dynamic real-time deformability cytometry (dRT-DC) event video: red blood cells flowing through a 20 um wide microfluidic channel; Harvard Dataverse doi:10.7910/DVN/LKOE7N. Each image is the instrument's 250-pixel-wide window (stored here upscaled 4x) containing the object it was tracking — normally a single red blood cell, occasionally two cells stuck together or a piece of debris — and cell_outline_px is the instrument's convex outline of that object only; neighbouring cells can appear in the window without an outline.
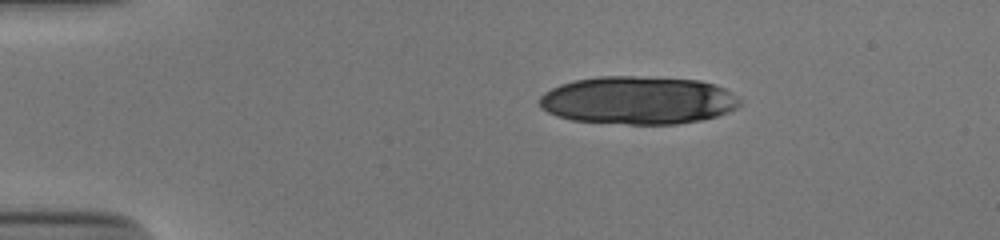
{"species": "human", "species_latin": "Homo sapiens", "temperature_condition": "cold", "stored_images_in_passage": 43, "camera_frame_rate_fps": 3000, "um_per_image_px": 0.085, "donor": {"sex": "male"}, "frame": {"image": 1, "passage_image": 1, "time_ms": 0.0, "image_size_px": [1000, 240], "cell_outline_px": [[744, 100], [736, 108], [728, 112], [716, 116], [700, 120], [676, 124], [628, 124], [572, 120], [556, 116], [540, 108], [540, 96], [544, 92], [560, 84], [572, 80], [600, 76], [636, 76], [700, 80], [716, 84], [724, 88]], "centroid_in_image_um": [54.24, 8.52], "position_along_channel_um": 30.8, "area_um2": 56.36}}
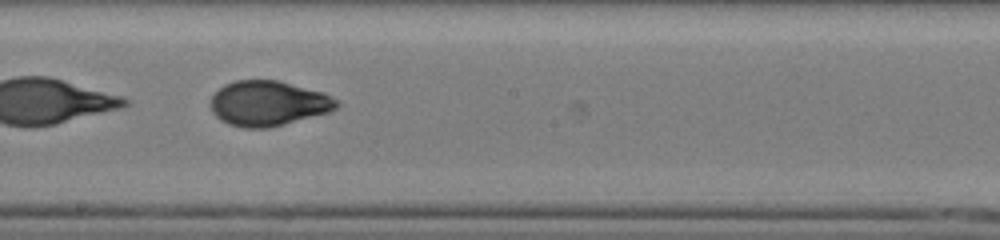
{"frame": {"image": 2, "passage_image": 22, "time_ms": 7.0, "image_size_px": [1000, 240], "cell_outline_px": [[340, 104], [336, 108], [328, 112], [284, 124], [268, 128], [244, 128], [228, 124], [220, 120], [212, 112], [208, 104], [208, 100], [224, 84], [236, 80], [280, 80], [324, 92], [340, 100]], "centroid_in_image_um": [22.79, 8.78], "position_along_channel_um": 225.4, "area_um2": 33.52}}
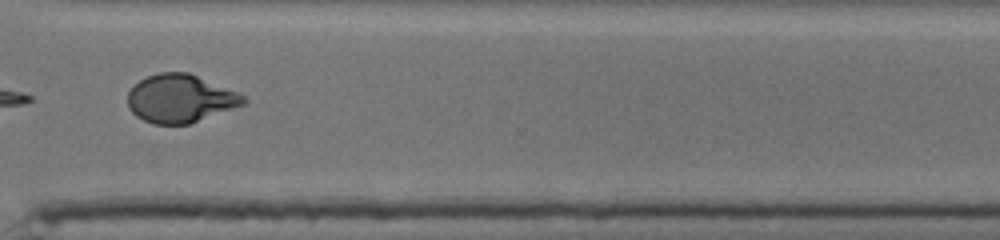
{"frame": {"image": 3, "passage_image": 32, "time_ms": 10.333, "image_size_px": [1000, 240], "cell_outline_px": [[248, 100], [244, 104], [188, 124], [152, 124], [136, 116], [128, 108], [128, 92], [140, 80], [148, 76], [160, 72], [188, 72], [236, 92], [244, 96]], "centroid_in_image_um": [15.29, 8.38], "position_along_channel_um": 355.3, "area_um2": 32.02}, "authors_computed_cell_mechanics": {"area_um2": 33.7552, "velocity_mm_per_s": 3.8853, "shape_relaxation_time_tau1_ms": 3.2528, "shape_relaxation_time_tau2_ms": 1.2105, "deformation_change_tau1": 0.156, "deformation_change_tau2": 0.0528}}